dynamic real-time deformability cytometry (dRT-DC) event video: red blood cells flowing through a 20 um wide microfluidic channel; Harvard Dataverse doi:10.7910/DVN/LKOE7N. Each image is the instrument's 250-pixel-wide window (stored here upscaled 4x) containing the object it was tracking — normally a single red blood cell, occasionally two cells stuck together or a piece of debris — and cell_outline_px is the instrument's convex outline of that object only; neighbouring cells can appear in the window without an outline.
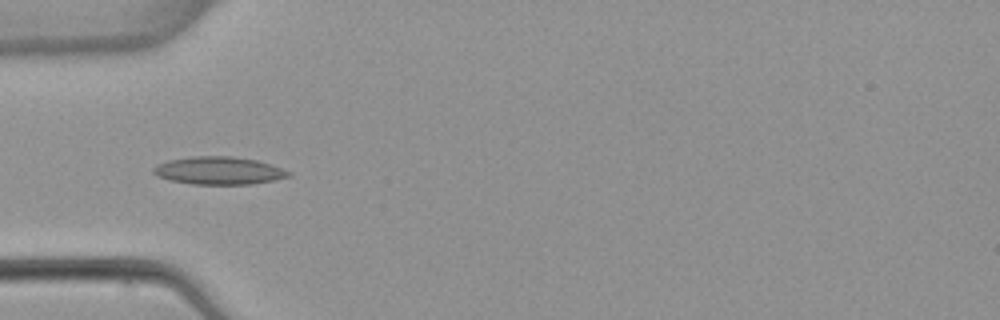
{"species": "common noctule bat (a hibernating species)", "species_latin": "Nyctalus noctula", "temperature_condition": "warm", "stored_images_in_passage": 6, "camera_frame_rate_fps": 3000, "um_per_image_px": 0.085, "animal": {"sex": "female", "body_mass_g": 22.7, "forearm_length_mm": 54.2}, "frame": {"image": 1, "passage_image": 4, "time_ms": 5.333, "image_size_px": [1000, 320], "cell_outline_px": [[292, 176], [252, 184], [192, 184], [172, 180], [156, 176], [152, 172], [152, 168], [156, 164], [168, 160], [192, 156], [232, 156], [256, 160], [292, 172]], "centroid_in_image_um": [18.56, 14.5], "position_along_channel_um": 66.4, "area_um2": 21.79}}
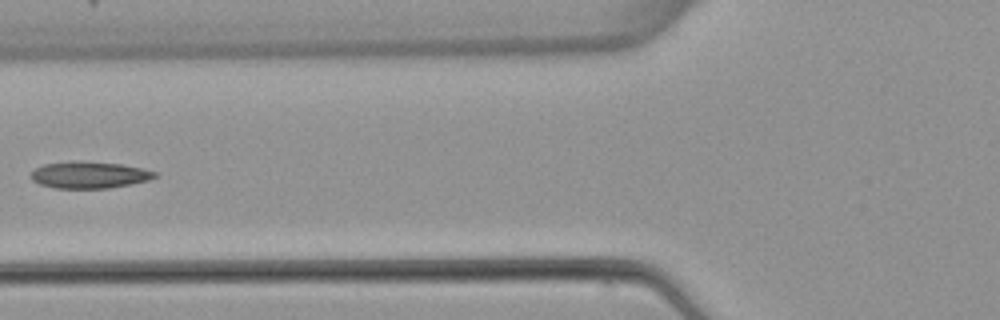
{"frame": {"image": 2, "passage_image": 5, "time_ms": 6.667, "image_size_px": [1000, 320], "cell_outline_px": [[156, 176], [148, 180], [108, 188], [56, 188], [40, 184], [32, 180], [32, 172], [36, 168], [44, 164], [76, 160], [80, 160], [120, 164], [144, 168], [156, 172]], "centroid_in_image_um": [7.58, 14.85], "position_along_channel_um": 118.2, "area_um2": 19.19}}
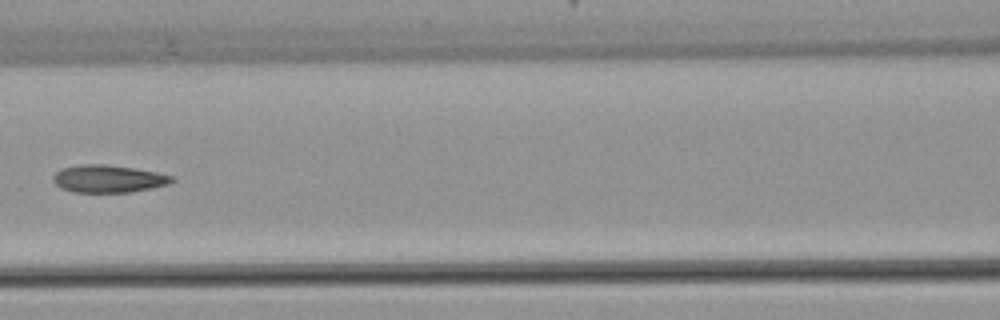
{"frame": {"image": 3, "passage_image": 6, "time_ms": 7.667, "image_size_px": [1000, 320], "cell_outline_px": [[176, 180], [168, 184], [152, 188], [132, 192], [72, 192], [56, 184], [52, 180], [52, 176], [56, 172], [64, 168], [80, 164], [104, 164], [136, 168], [156, 172], [172, 176]], "centroid_in_image_um": [9.23, 15.19], "position_along_channel_um": 157.4, "area_um2": 19.02}}